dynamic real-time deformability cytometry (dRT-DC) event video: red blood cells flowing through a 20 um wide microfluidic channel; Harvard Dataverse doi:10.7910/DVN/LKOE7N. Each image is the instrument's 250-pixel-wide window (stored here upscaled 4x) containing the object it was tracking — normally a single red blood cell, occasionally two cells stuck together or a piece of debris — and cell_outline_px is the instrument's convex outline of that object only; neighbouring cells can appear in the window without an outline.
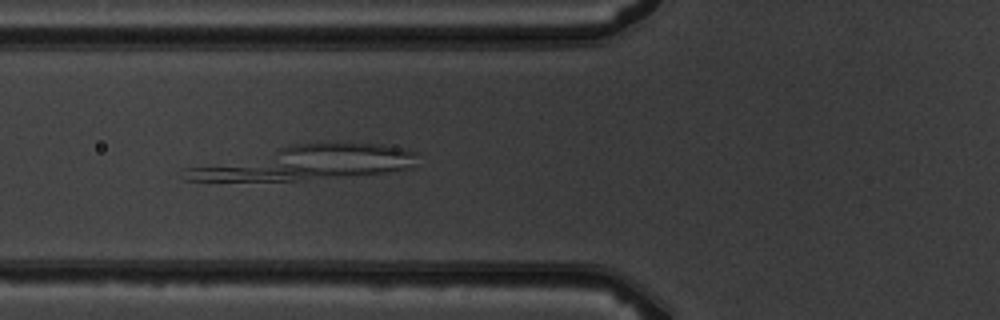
{"species": "common noctule bat (a hibernating species)", "species_latin": "Nyctalus noctula", "temperature_condition": "warm", "stored_images_in_passage": 4, "camera_frame_rate_fps": 3000, "um_per_image_px": 0.085, "animal": {"sex": "male", "body_mass_g": 19.5, "forearm_length_mm": 54.6}, "frame": {"image": 1, "passage_image": 4, "time_ms": 4.333, "image_size_px": [1000, 320], "cell_outline_px": [[416, 152], [412, 168], [388, 172], [304, 180], [184, 180], [184, 168], [292, 144], [336, 140], [384, 144], [404, 148]], "centroid_in_image_um": [26.09, 13.8], "position_along_channel_um": 99.7, "area_um2": 46.76}}